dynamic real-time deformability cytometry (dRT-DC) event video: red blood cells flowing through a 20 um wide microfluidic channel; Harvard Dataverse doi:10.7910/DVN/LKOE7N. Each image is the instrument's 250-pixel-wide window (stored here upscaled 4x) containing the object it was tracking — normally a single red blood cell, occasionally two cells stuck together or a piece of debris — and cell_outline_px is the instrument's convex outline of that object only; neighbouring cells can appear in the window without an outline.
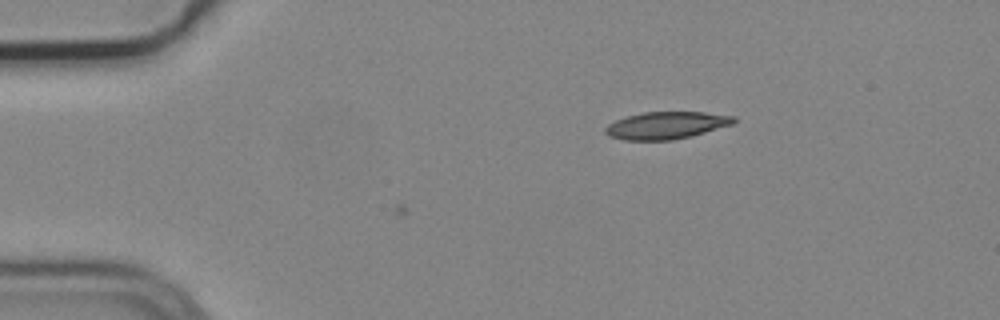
{"species": "common noctule bat (a hibernating species)", "species_latin": "Nyctalus noctula", "temperature_condition": "cold", "stored_images_in_passage": 3, "camera_frame_rate_fps": 3000, "um_per_image_px": 0.085, "animal": {"sex": "male", "body_mass_g": 19.2, "forearm_length_mm": 51.8}, "frame": {"image": 1, "passage_image": 3, "time_ms": 0.667, "image_size_px": [1000, 320], "cell_outline_px": [[736, 120], [732, 124], [692, 136], [672, 140], [624, 140], [608, 136], [604, 132], [604, 128], [608, 124], [616, 120], [628, 116], [644, 112], [704, 112], [736, 116]], "centroid_in_image_um": [56.62, 10.66], "position_along_channel_um": 28.4, "area_um2": 20.4}}